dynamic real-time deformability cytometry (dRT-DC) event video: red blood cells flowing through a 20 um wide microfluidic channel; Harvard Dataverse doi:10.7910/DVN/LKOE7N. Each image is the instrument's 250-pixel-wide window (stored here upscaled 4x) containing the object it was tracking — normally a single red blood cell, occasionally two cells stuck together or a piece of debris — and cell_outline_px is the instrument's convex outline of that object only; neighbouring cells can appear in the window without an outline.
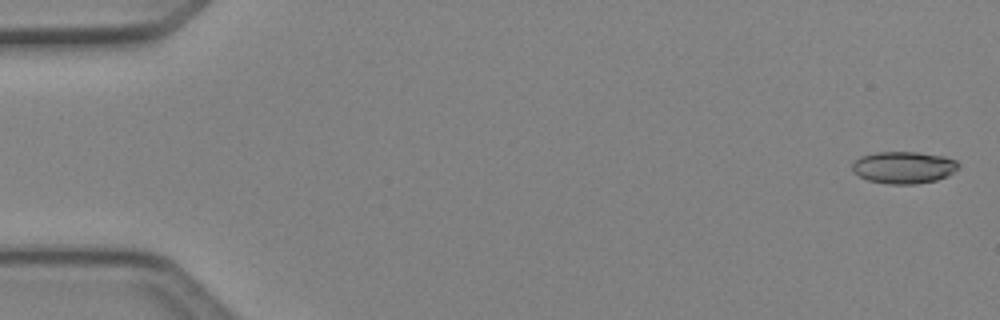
{"species": "Egyptian fruit bat (a non-hibernating species)", "species_latin": "Rousettus aegyptiacus", "temperature_condition": "cold", "stored_images_in_passage": 4, "camera_frame_rate_fps": 3000, "um_per_image_px": 0.085, "animal": {"sex": "female"}, "frame": {"image": 1, "passage_image": 1, "time_ms": 0.0, "image_size_px": [1000, 320], "cell_outline_px": [[960, 168], [948, 176], [936, 180], [916, 184], [888, 184], [868, 180], [860, 176], [852, 168], [852, 164], [860, 156], [876, 152], [916, 152], [944, 156], [956, 160], [960, 164]], "centroid_in_image_um": [76.86, 14.23], "position_along_channel_um": 8.1, "area_um2": 19.88}}